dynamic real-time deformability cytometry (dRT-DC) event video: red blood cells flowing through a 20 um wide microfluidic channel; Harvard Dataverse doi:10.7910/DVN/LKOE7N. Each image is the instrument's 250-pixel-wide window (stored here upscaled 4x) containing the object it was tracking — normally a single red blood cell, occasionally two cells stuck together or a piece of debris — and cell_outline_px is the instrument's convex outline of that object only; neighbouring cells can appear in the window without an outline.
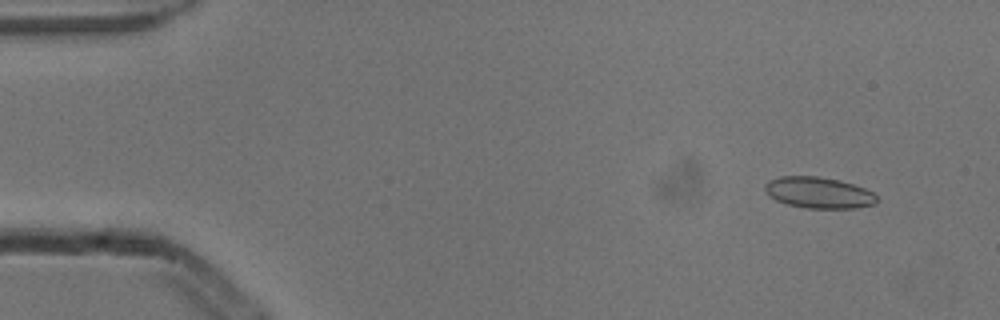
{"species": "common noctule bat (a hibernating species)", "species_latin": "Nyctalus noctula", "temperature_condition": "cold", "stored_images_in_passage": 4, "camera_frame_rate_fps": 3000, "um_per_image_px": 0.085, "animal": {"sex": "male", "body_mass_g": 13.3}, "frame": {"image": 1, "passage_image": 1, "time_ms": 0.0, "image_size_px": [1000, 320], "cell_outline_px": [[876, 204], [856, 208], [804, 208], [788, 204], [776, 200], [764, 188], [764, 184], [768, 180], [780, 176], [816, 176], [840, 180], [864, 188], [872, 192], [876, 196]], "centroid_in_image_um": [69.59, 16.37], "position_along_channel_um": 15.4, "area_um2": 20.23}}
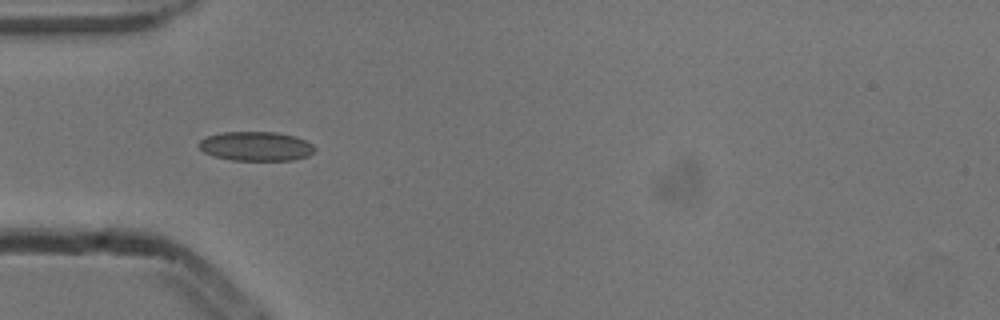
{"frame": {"image": 2, "passage_image": 4, "time_ms": 1.0, "image_size_px": [1000, 320], "cell_outline_px": [[316, 148], [308, 156], [292, 160], [232, 160], [212, 156], [204, 152], [196, 144], [200, 140], [208, 136], [224, 132], [276, 132], [296, 136], [312, 144]], "centroid_in_image_um": [21.74, 12.43], "position_along_channel_um": 63.3, "area_um2": 19.77}}